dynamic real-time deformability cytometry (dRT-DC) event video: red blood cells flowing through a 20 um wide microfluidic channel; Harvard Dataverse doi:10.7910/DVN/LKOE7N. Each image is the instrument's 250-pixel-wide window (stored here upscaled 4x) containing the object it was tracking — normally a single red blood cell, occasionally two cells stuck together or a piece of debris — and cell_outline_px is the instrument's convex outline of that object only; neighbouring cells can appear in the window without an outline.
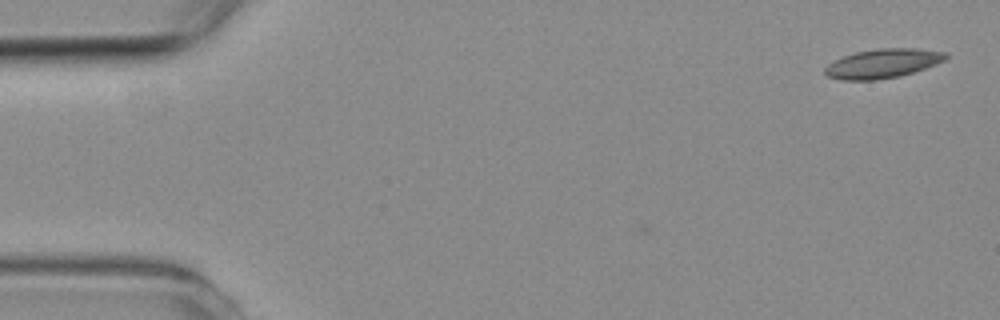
{"species": "common noctule bat (a hibernating species)", "species_latin": "Nyctalus noctula", "temperature_condition": "room temperature", "stored_images_in_passage": 7, "camera_frame_rate_fps": 3000, "um_per_image_px": 0.085, "animal": {"sex": "female", "body_mass_g": 19.3, "forearm_length_mm": 54.1}, "frame": {"image": 1, "passage_image": 1, "time_ms": 0.0, "image_size_px": [1000, 320], "cell_outline_px": [[948, 56], [944, 60], [936, 64], [900, 76], [876, 80], [840, 80], [828, 76], [824, 72], [824, 68], [832, 60], [856, 52], [880, 48], [916, 48], [944, 52]], "centroid_in_image_um": [74.99, 5.4], "position_along_channel_um": 10.0, "area_um2": 20.46}}
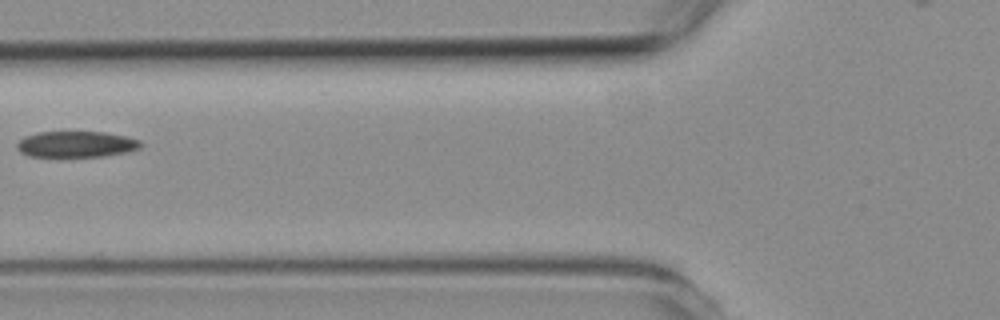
{"frame": {"image": 2, "passage_image": 6, "time_ms": 6.0, "image_size_px": [1000, 320], "cell_outline_px": [[144, 144], [140, 148], [128, 152], [104, 156], [60, 160], [28, 156], [20, 152], [16, 148], [16, 144], [20, 140], [28, 136], [40, 132], [104, 132], [124, 136], [140, 140]], "centroid_in_image_um": [6.46, 12.32], "position_along_channel_um": 119.3, "area_um2": 19.77}}
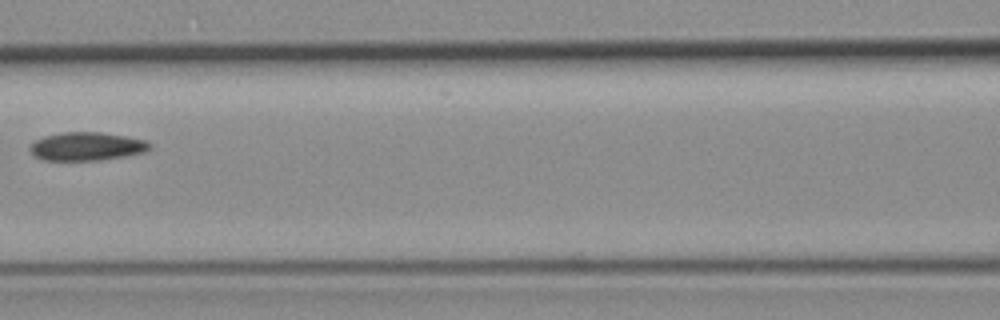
{"frame": {"image": 3, "passage_image": 7, "time_ms": 7.0, "image_size_px": [1000, 320], "cell_outline_px": [[152, 148], [148, 152], [100, 160], [44, 160], [36, 156], [28, 148], [36, 140], [44, 136], [60, 132], [100, 132], [148, 140], [152, 144]], "centroid_in_image_um": [7.43, 12.44], "position_along_channel_um": 159.2, "area_um2": 19.88}}